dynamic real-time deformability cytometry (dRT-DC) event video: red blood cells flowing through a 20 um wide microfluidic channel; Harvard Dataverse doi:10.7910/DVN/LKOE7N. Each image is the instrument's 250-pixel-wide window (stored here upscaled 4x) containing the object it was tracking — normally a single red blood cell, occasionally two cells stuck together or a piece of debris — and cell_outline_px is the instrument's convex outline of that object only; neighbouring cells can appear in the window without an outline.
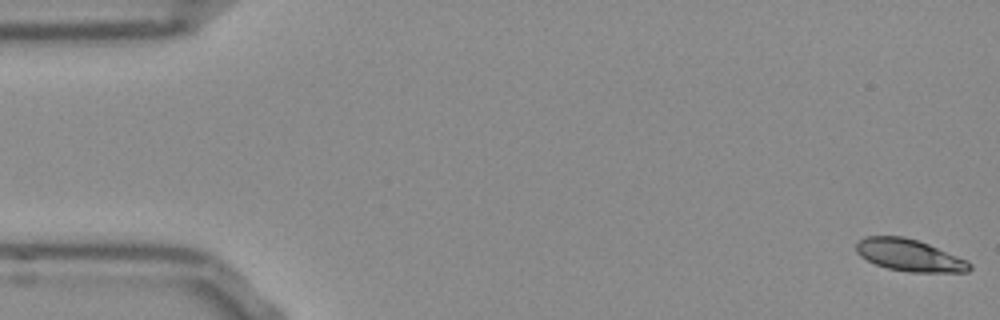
{"species": "Egyptian fruit bat (a non-hibernating species)", "species_latin": "Rousettus aegyptiacus", "temperature_condition": "room temperature", "stored_images_in_passage": 53, "camera_frame_rate_fps": 3000, "um_per_image_px": 0.085, "frame": {"image": 1, "passage_image": 1, "time_ms": 0.0, "image_size_px": [1000, 320], "cell_outline_px": [[972, 268], [968, 272], [908, 272], [888, 268], [876, 264], [860, 256], [856, 252], [856, 244], [864, 236], [904, 236], [928, 244], [968, 260], [972, 264]], "centroid_in_image_um": [77.32, 21.7], "position_along_channel_um": 7.7, "area_um2": 21.1}}
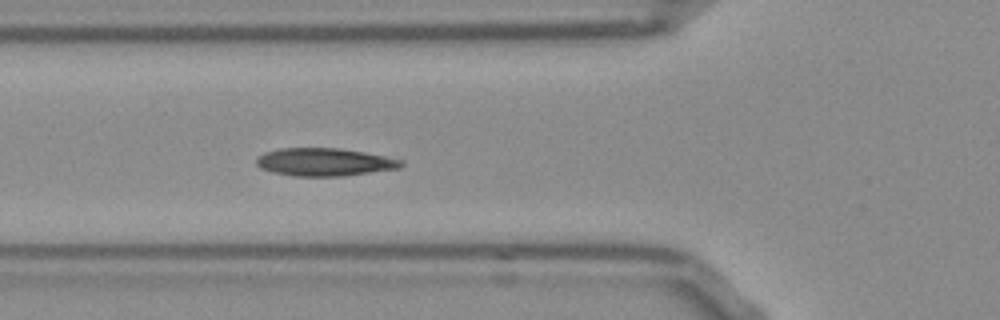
{"frame": {"image": 2, "passage_image": 19, "time_ms": 6.0, "image_size_px": [1000, 320], "cell_outline_px": [[404, 164], [400, 168], [344, 176], [292, 176], [272, 172], [260, 168], [256, 164], [256, 160], [264, 152], [280, 148], [340, 148], [364, 152], [404, 160]], "centroid_in_image_um": [27.58, 13.77], "position_along_channel_um": 98.2, "area_um2": 23.58}}
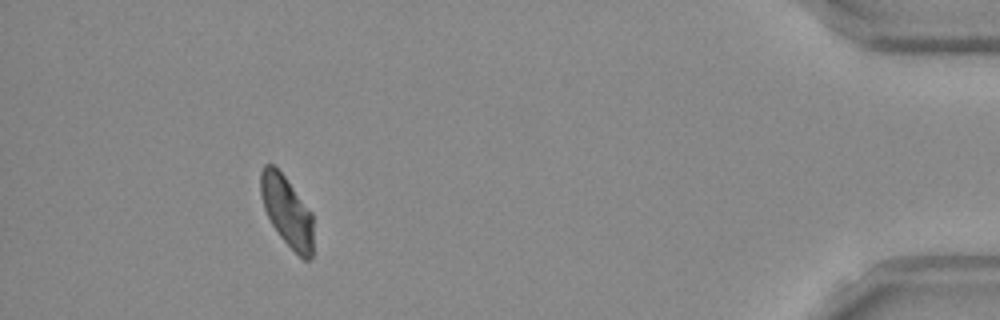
{"frame": {"image": 3, "passage_image": 49, "time_ms": 16.0, "image_size_px": [1000, 320], "cell_outline_px": [[312, 260], [304, 260], [280, 236], [272, 224], [264, 208], [260, 192], [260, 172], [264, 164], [272, 164], [284, 176], [312, 212]], "centroid_in_image_um": [24.38, 17.94], "position_along_channel_um": 410.8, "area_um2": 21.27}, "authors_computed_cell_mechanics": {"area_um2": 22.3108, "velocity_mm_per_s": 3.7628, "shape_relaxation_time_tau1_ms": 4.8929, "shape_relaxation_time_tau2_ms": 1.5836, "deformation_change_tau1": 0.1381, "deformation_change_tau2": 0.0636}}